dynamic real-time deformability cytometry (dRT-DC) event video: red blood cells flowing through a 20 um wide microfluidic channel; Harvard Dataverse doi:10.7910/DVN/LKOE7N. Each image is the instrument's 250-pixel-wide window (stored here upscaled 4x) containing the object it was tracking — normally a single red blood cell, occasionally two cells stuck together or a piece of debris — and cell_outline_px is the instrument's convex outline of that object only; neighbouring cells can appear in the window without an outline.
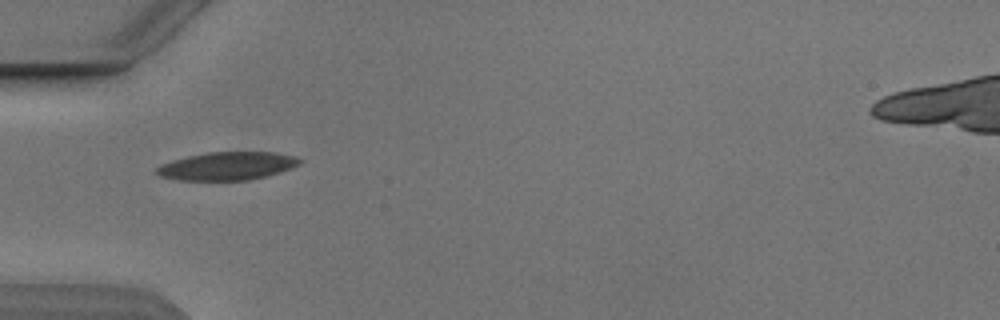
{"species": "Egyptian fruit bat (a non-hibernating species)", "species_latin": "Rousettus aegyptiacus", "temperature_condition": "cold", "stored_images_in_passage": 4, "camera_frame_rate_fps": 3000, "um_per_image_px": 0.085, "animal": {"sex": "male"}, "frame": {"image": 1, "passage_image": 1, "time_ms": 0.0, "image_size_px": [1000, 320], "cell_outline_px": [[304, 160], [300, 164], [292, 168], [280, 172], [248, 180], [180, 180], [160, 176], [156, 172], [156, 168], [160, 164], [172, 160], [188, 156], [208, 152], [272, 152], [296, 156]], "centroid_in_image_um": [19.33, 14.1], "position_along_channel_um": 65.7, "area_um2": 23.41}}
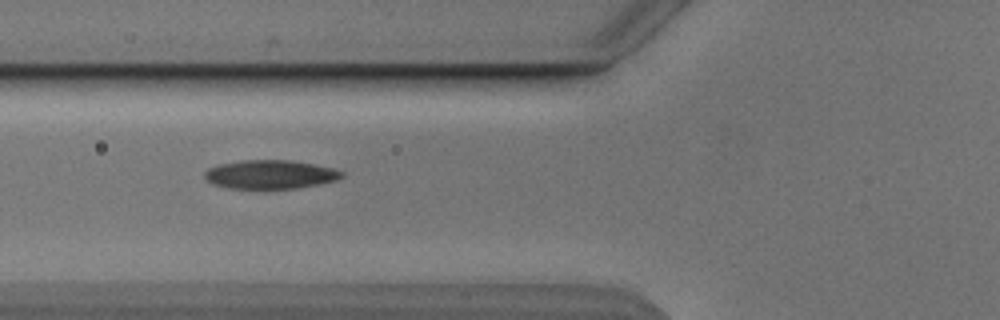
{"frame": {"image": 2, "passage_image": 2, "time_ms": 1.0, "image_size_px": [1000, 320], "cell_outline_px": [[344, 176], [336, 180], [320, 184], [296, 188], [228, 188], [212, 184], [204, 176], [204, 172], [208, 168], [220, 164], [244, 160], [288, 160], [312, 164], [332, 168], [344, 172]], "centroid_in_image_um": [22.96, 14.83], "position_along_channel_um": 102.8, "area_um2": 22.77}}
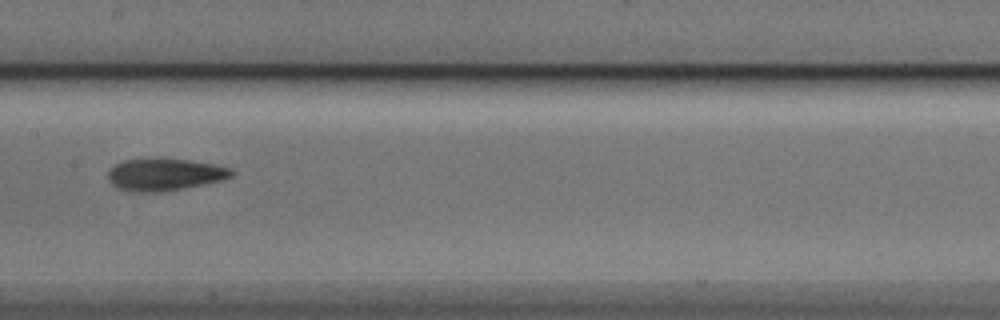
{"frame": {"image": 3, "passage_image": 4, "time_ms": 3.333, "image_size_px": [1000, 320], "cell_outline_px": [[236, 172], [232, 176], [220, 180], [204, 184], [160, 192], [132, 192], [120, 188], [108, 180], [108, 172], [116, 164], [124, 160], [152, 156], [164, 156], [212, 164], [232, 168]], "centroid_in_image_um": [13.99, 14.79], "position_along_channel_um": 193.4, "area_um2": 23.58}}